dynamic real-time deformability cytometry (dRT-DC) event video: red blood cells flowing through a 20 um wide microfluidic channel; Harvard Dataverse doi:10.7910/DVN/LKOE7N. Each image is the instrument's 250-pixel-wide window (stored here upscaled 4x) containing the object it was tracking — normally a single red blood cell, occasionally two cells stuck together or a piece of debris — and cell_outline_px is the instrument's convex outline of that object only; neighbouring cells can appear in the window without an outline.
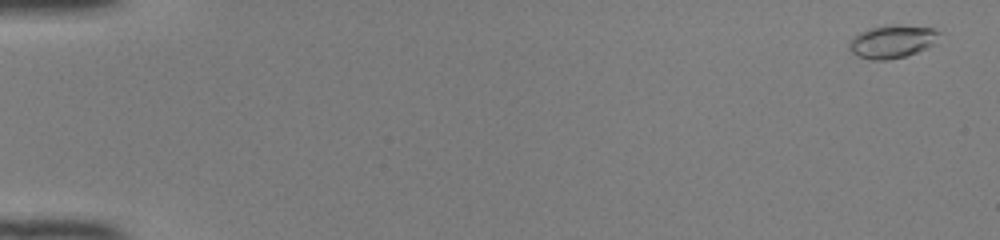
{"species": "common noctule bat (a hibernating species)", "species_latin": "Nyctalus noctula", "temperature_condition": "room temperature", "stored_images_in_passage": 50, "camera_frame_rate_fps": 3000, "um_per_image_px": 0.085, "animal": {"sex": "female", "body_mass_g": 22.0, "forearm_length_mm": 56.7}, "frame": {"image": 1, "passage_image": 2, "time_ms": 0.333, "image_size_px": [1000, 240], "cell_outline_px": [[940, 32], [932, 44], [916, 52], [904, 56], [888, 60], [872, 60], [856, 56], [848, 48], [848, 40], [852, 36], [868, 28], [896, 24], [932, 28]], "centroid_in_image_um": [75.74, 3.53], "position_along_channel_um": 9.3, "area_um2": 17.22}}
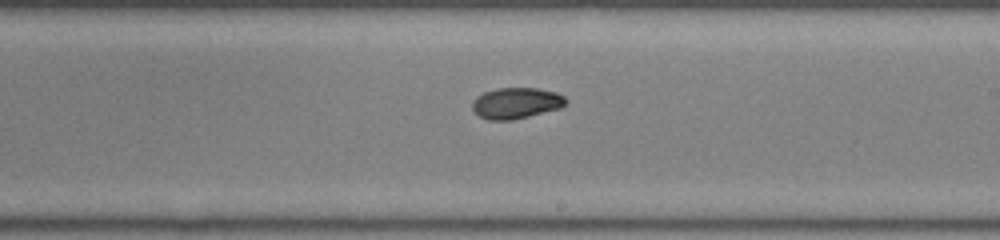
{"frame": {"image": 2, "passage_image": 31, "time_ms": 10.0, "image_size_px": [1000, 240], "cell_outline_px": [[564, 104], [560, 108], [512, 120], [488, 120], [480, 116], [472, 108], [472, 100], [476, 96], [484, 92], [496, 88], [536, 88], [556, 92], [564, 96]], "centroid_in_image_um": [43.82, 8.75], "position_along_channel_um": 245.2, "area_um2": 16.76}}
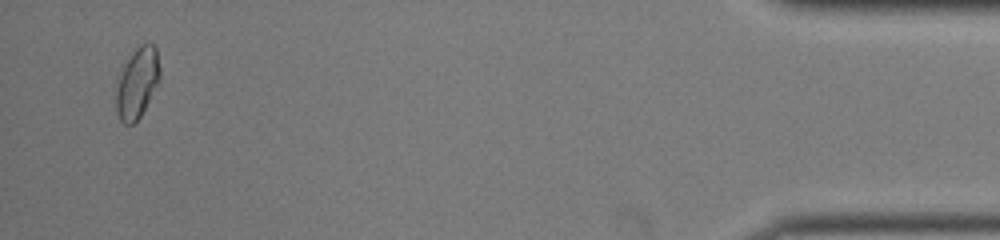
{"frame": {"image": 3, "passage_image": 49, "time_ms": 16.0, "image_size_px": [1000, 240], "cell_outline_px": [[160, 80], [140, 116], [132, 124], [124, 124], [120, 120], [116, 108], [116, 88], [124, 64], [136, 48], [140, 44], [152, 44], [156, 48], [160, 68]], "centroid_in_image_um": [11.67, 7.05], "position_along_channel_um": 423.5, "area_um2": 17.69}, "authors_computed_cell_mechanics": {"area_um2": 16.7042, "velocity_mm_per_s": 4.1411, "shape_relaxation_time_tau1_ms": 2.3525, "shape_relaxation_time_tau2_ms": 6.3334, "deformation_change_tau1": 0.1235, "deformation_change_tau2": 0.0861}}